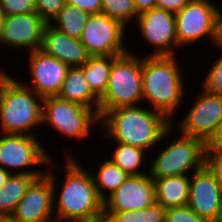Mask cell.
I'll use <instances>...</instances> for the list:
<instances>
[{"label":"cell","instance_id":"1","mask_svg":"<svg viewBox=\"0 0 222 222\" xmlns=\"http://www.w3.org/2000/svg\"><path fill=\"white\" fill-rule=\"evenodd\" d=\"M71 151L65 157V181L61 190L52 170L53 159L47 165L46 173L51 178L53 209L57 222H93L104 218V201L99 197L92 174L81 166ZM52 164V165H51ZM50 165V166H49ZM54 173V174H53ZM57 186V187H56ZM59 191V192H58ZM58 193V194H57Z\"/></svg>","mask_w":222,"mask_h":222},{"label":"cell","instance_id":"2","mask_svg":"<svg viewBox=\"0 0 222 222\" xmlns=\"http://www.w3.org/2000/svg\"><path fill=\"white\" fill-rule=\"evenodd\" d=\"M174 122L140 104L106 111L100 117L98 126L102 129L103 137L110 138L112 142L132 145L148 152L153 148L155 152V146L158 147L162 144L160 142L171 136Z\"/></svg>","mask_w":222,"mask_h":222},{"label":"cell","instance_id":"3","mask_svg":"<svg viewBox=\"0 0 222 222\" xmlns=\"http://www.w3.org/2000/svg\"><path fill=\"white\" fill-rule=\"evenodd\" d=\"M176 57H142L143 102H149V108L162 113L171 122L172 116L177 114V108L182 106L184 95L186 96L182 74L184 71L181 70L180 59Z\"/></svg>","mask_w":222,"mask_h":222},{"label":"cell","instance_id":"4","mask_svg":"<svg viewBox=\"0 0 222 222\" xmlns=\"http://www.w3.org/2000/svg\"><path fill=\"white\" fill-rule=\"evenodd\" d=\"M5 71L0 69V134L36 136L35 128L42 126L43 98Z\"/></svg>","mask_w":222,"mask_h":222},{"label":"cell","instance_id":"5","mask_svg":"<svg viewBox=\"0 0 222 222\" xmlns=\"http://www.w3.org/2000/svg\"><path fill=\"white\" fill-rule=\"evenodd\" d=\"M135 55L129 49L113 60L106 92L99 100V118L108 110L143 102L142 57Z\"/></svg>","mask_w":222,"mask_h":222},{"label":"cell","instance_id":"6","mask_svg":"<svg viewBox=\"0 0 222 222\" xmlns=\"http://www.w3.org/2000/svg\"><path fill=\"white\" fill-rule=\"evenodd\" d=\"M217 4L211 0H190L175 14L178 48L192 46L205 37L215 48L219 46L222 4Z\"/></svg>","mask_w":222,"mask_h":222},{"label":"cell","instance_id":"7","mask_svg":"<svg viewBox=\"0 0 222 222\" xmlns=\"http://www.w3.org/2000/svg\"><path fill=\"white\" fill-rule=\"evenodd\" d=\"M179 138L172 139L167 147L159 150L155 155L150 171L153 179L191 175L198 171L205 163V142L197 137L179 134ZM169 145V146H168ZM190 172V173H189Z\"/></svg>","mask_w":222,"mask_h":222},{"label":"cell","instance_id":"8","mask_svg":"<svg viewBox=\"0 0 222 222\" xmlns=\"http://www.w3.org/2000/svg\"><path fill=\"white\" fill-rule=\"evenodd\" d=\"M100 122L99 116L89 107H85L58 96L43 98L42 124L51 126L60 135H65L69 140L76 141L87 139L92 133L93 126Z\"/></svg>","mask_w":222,"mask_h":222},{"label":"cell","instance_id":"9","mask_svg":"<svg viewBox=\"0 0 222 222\" xmlns=\"http://www.w3.org/2000/svg\"><path fill=\"white\" fill-rule=\"evenodd\" d=\"M0 137V167L9 173L25 174L36 178L46 173V169L44 171L35 168L48 165L53 156L45 146H42L37 136L2 134Z\"/></svg>","mask_w":222,"mask_h":222},{"label":"cell","instance_id":"10","mask_svg":"<svg viewBox=\"0 0 222 222\" xmlns=\"http://www.w3.org/2000/svg\"><path fill=\"white\" fill-rule=\"evenodd\" d=\"M126 27L103 13L90 14L80 41L90 56H121L125 46Z\"/></svg>","mask_w":222,"mask_h":222},{"label":"cell","instance_id":"11","mask_svg":"<svg viewBox=\"0 0 222 222\" xmlns=\"http://www.w3.org/2000/svg\"><path fill=\"white\" fill-rule=\"evenodd\" d=\"M135 21L143 40L153 47L147 56H178L175 14L155 7L139 14Z\"/></svg>","mask_w":222,"mask_h":222},{"label":"cell","instance_id":"12","mask_svg":"<svg viewBox=\"0 0 222 222\" xmlns=\"http://www.w3.org/2000/svg\"><path fill=\"white\" fill-rule=\"evenodd\" d=\"M10 222H53V190L50 176L35 178L8 218Z\"/></svg>","mask_w":222,"mask_h":222},{"label":"cell","instance_id":"13","mask_svg":"<svg viewBox=\"0 0 222 222\" xmlns=\"http://www.w3.org/2000/svg\"><path fill=\"white\" fill-rule=\"evenodd\" d=\"M189 112L176 123L181 134L206 142L222 120V96L201 91Z\"/></svg>","mask_w":222,"mask_h":222},{"label":"cell","instance_id":"14","mask_svg":"<svg viewBox=\"0 0 222 222\" xmlns=\"http://www.w3.org/2000/svg\"><path fill=\"white\" fill-rule=\"evenodd\" d=\"M47 23L36 13L5 16L0 28V45L11 49L38 50Z\"/></svg>","mask_w":222,"mask_h":222},{"label":"cell","instance_id":"15","mask_svg":"<svg viewBox=\"0 0 222 222\" xmlns=\"http://www.w3.org/2000/svg\"><path fill=\"white\" fill-rule=\"evenodd\" d=\"M156 202L153 179L147 174L131 176L104 200V212L144 209Z\"/></svg>","mask_w":222,"mask_h":222},{"label":"cell","instance_id":"16","mask_svg":"<svg viewBox=\"0 0 222 222\" xmlns=\"http://www.w3.org/2000/svg\"><path fill=\"white\" fill-rule=\"evenodd\" d=\"M28 54V67L30 69V82L28 81V84H30L24 85L42 98L57 96L70 67L57 58L44 55L38 50Z\"/></svg>","mask_w":222,"mask_h":222},{"label":"cell","instance_id":"17","mask_svg":"<svg viewBox=\"0 0 222 222\" xmlns=\"http://www.w3.org/2000/svg\"><path fill=\"white\" fill-rule=\"evenodd\" d=\"M192 174L187 205L208 222H215L222 196V186L205 165Z\"/></svg>","mask_w":222,"mask_h":222},{"label":"cell","instance_id":"18","mask_svg":"<svg viewBox=\"0 0 222 222\" xmlns=\"http://www.w3.org/2000/svg\"><path fill=\"white\" fill-rule=\"evenodd\" d=\"M38 51L57 58L69 67L83 66L90 57L80 40L61 33L50 24L44 29Z\"/></svg>","mask_w":222,"mask_h":222},{"label":"cell","instance_id":"19","mask_svg":"<svg viewBox=\"0 0 222 222\" xmlns=\"http://www.w3.org/2000/svg\"><path fill=\"white\" fill-rule=\"evenodd\" d=\"M57 96L69 102L89 107L99 116L100 98L91 90L80 67L68 69Z\"/></svg>","mask_w":222,"mask_h":222},{"label":"cell","instance_id":"20","mask_svg":"<svg viewBox=\"0 0 222 222\" xmlns=\"http://www.w3.org/2000/svg\"><path fill=\"white\" fill-rule=\"evenodd\" d=\"M154 181L155 200L166 210L187 206L190 175L159 178Z\"/></svg>","mask_w":222,"mask_h":222},{"label":"cell","instance_id":"21","mask_svg":"<svg viewBox=\"0 0 222 222\" xmlns=\"http://www.w3.org/2000/svg\"><path fill=\"white\" fill-rule=\"evenodd\" d=\"M35 176L11 174L0 188V219H8Z\"/></svg>","mask_w":222,"mask_h":222},{"label":"cell","instance_id":"22","mask_svg":"<svg viewBox=\"0 0 222 222\" xmlns=\"http://www.w3.org/2000/svg\"><path fill=\"white\" fill-rule=\"evenodd\" d=\"M117 56H90L80 68L91 90L101 98L106 92L112 62Z\"/></svg>","mask_w":222,"mask_h":222},{"label":"cell","instance_id":"23","mask_svg":"<svg viewBox=\"0 0 222 222\" xmlns=\"http://www.w3.org/2000/svg\"><path fill=\"white\" fill-rule=\"evenodd\" d=\"M98 166L97 174L96 172L92 173L93 168L90 169L98 195L104 201L126 181L129 175L109 158H106L101 164L99 163Z\"/></svg>","mask_w":222,"mask_h":222},{"label":"cell","instance_id":"24","mask_svg":"<svg viewBox=\"0 0 222 222\" xmlns=\"http://www.w3.org/2000/svg\"><path fill=\"white\" fill-rule=\"evenodd\" d=\"M114 143L117 145L115 146V149H113L112 157L110 159L113 163L131 176L147 174L142 166H146V164L143 165V161L147 159L145 154H147L148 151L128 144Z\"/></svg>","mask_w":222,"mask_h":222},{"label":"cell","instance_id":"25","mask_svg":"<svg viewBox=\"0 0 222 222\" xmlns=\"http://www.w3.org/2000/svg\"><path fill=\"white\" fill-rule=\"evenodd\" d=\"M89 15L75 6L65 4L50 25L61 33L80 40Z\"/></svg>","mask_w":222,"mask_h":222},{"label":"cell","instance_id":"26","mask_svg":"<svg viewBox=\"0 0 222 222\" xmlns=\"http://www.w3.org/2000/svg\"><path fill=\"white\" fill-rule=\"evenodd\" d=\"M166 209L158 203L144 209L104 212L108 222H166Z\"/></svg>","mask_w":222,"mask_h":222},{"label":"cell","instance_id":"27","mask_svg":"<svg viewBox=\"0 0 222 222\" xmlns=\"http://www.w3.org/2000/svg\"><path fill=\"white\" fill-rule=\"evenodd\" d=\"M101 13L117 20L125 27L129 22L133 24L138 17L133 0H102Z\"/></svg>","mask_w":222,"mask_h":222},{"label":"cell","instance_id":"28","mask_svg":"<svg viewBox=\"0 0 222 222\" xmlns=\"http://www.w3.org/2000/svg\"><path fill=\"white\" fill-rule=\"evenodd\" d=\"M222 52V47L218 46L217 50ZM219 58H216L212 66H210L206 77L202 82L201 89L214 94L222 96V53Z\"/></svg>","mask_w":222,"mask_h":222},{"label":"cell","instance_id":"29","mask_svg":"<svg viewBox=\"0 0 222 222\" xmlns=\"http://www.w3.org/2000/svg\"><path fill=\"white\" fill-rule=\"evenodd\" d=\"M0 10L4 16H14L36 12L35 0H0Z\"/></svg>","mask_w":222,"mask_h":222},{"label":"cell","instance_id":"30","mask_svg":"<svg viewBox=\"0 0 222 222\" xmlns=\"http://www.w3.org/2000/svg\"><path fill=\"white\" fill-rule=\"evenodd\" d=\"M36 13L50 24L66 4L65 0H35Z\"/></svg>","mask_w":222,"mask_h":222},{"label":"cell","instance_id":"31","mask_svg":"<svg viewBox=\"0 0 222 222\" xmlns=\"http://www.w3.org/2000/svg\"><path fill=\"white\" fill-rule=\"evenodd\" d=\"M166 222H208L200 217L188 205L179 208H171L166 211Z\"/></svg>","mask_w":222,"mask_h":222},{"label":"cell","instance_id":"32","mask_svg":"<svg viewBox=\"0 0 222 222\" xmlns=\"http://www.w3.org/2000/svg\"><path fill=\"white\" fill-rule=\"evenodd\" d=\"M204 165L222 186V151L205 150Z\"/></svg>","mask_w":222,"mask_h":222},{"label":"cell","instance_id":"33","mask_svg":"<svg viewBox=\"0 0 222 222\" xmlns=\"http://www.w3.org/2000/svg\"><path fill=\"white\" fill-rule=\"evenodd\" d=\"M66 4L75 6L88 14L101 13L102 0H65Z\"/></svg>","mask_w":222,"mask_h":222},{"label":"cell","instance_id":"34","mask_svg":"<svg viewBox=\"0 0 222 222\" xmlns=\"http://www.w3.org/2000/svg\"><path fill=\"white\" fill-rule=\"evenodd\" d=\"M190 0H156V7L173 14L182 10Z\"/></svg>","mask_w":222,"mask_h":222},{"label":"cell","instance_id":"35","mask_svg":"<svg viewBox=\"0 0 222 222\" xmlns=\"http://www.w3.org/2000/svg\"><path fill=\"white\" fill-rule=\"evenodd\" d=\"M205 150L222 151V120L218 123L214 133L205 142Z\"/></svg>","mask_w":222,"mask_h":222},{"label":"cell","instance_id":"36","mask_svg":"<svg viewBox=\"0 0 222 222\" xmlns=\"http://www.w3.org/2000/svg\"><path fill=\"white\" fill-rule=\"evenodd\" d=\"M137 14H141L156 7V0H133Z\"/></svg>","mask_w":222,"mask_h":222},{"label":"cell","instance_id":"37","mask_svg":"<svg viewBox=\"0 0 222 222\" xmlns=\"http://www.w3.org/2000/svg\"><path fill=\"white\" fill-rule=\"evenodd\" d=\"M11 174L12 173H9L8 171L0 167V188L3 187V185Z\"/></svg>","mask_w":222,"mask_h":222},{"label":"cell","instance_id":"38","mask_svg":"<svg viewBox=\"0 0 222 222\" xmlns=\"http://www.w3.org/2000/svg\"><path fill=\"white\" fill-rule=\"evenodd\" d=\"M215 222H222V196H221L219 210H218L217 218Z\"/></svg>","mask_w":222,"mask_h":222},{"label":"cell","instance_id":"39","mask_svg":"<svg viewBox=\"0 0 222 222\" xmlns=\"http://www.w3.org/2000/svg\"><path fill=\"white\" fill-rule=\"evenodd\" d=\"M219 46L222 47V10L220 12V40H219Z\"/></svg>","mask_w":222,"mask_h":222},{"label":"cell","instance_id":"40","mask_svg":"<svg viewBox=\"0 0 222 222\" xmlns=\"http://www.w3.org/2000/svg\"><path fill=\"white\" fill-rule=\"evenodd\" d=\"M4 17H5L4 13L0 10V28H1L2 24H3Z\"/></svg>","mask_w":222,"mask_h":222},{"label":"cell","instance_id":"41","mask_svg":"<svg viewBox=\"0 0 222 222\" xmlns=\"http://www.w3.org/2000/svg\"><path fill=\"white\" fill-rule=\"evenodd\" d=\"M93 222H108L105 218H102L100 220H97V221H93Z\"/></svg>","mask_w":222,"mask_h":222},{"label":"cell","instance_id":"42","mask_svg":"<svg viewBox=\"0 0 222 222\" xmlns=\"http://www.w3.org/2000/svg\"><path fill=\"white\" fill-rule=\"evenodd\" d=\"M0 222H10L8 219H0Z\"/></svg>","mask_w":222,"mask_h":222}]
</instances>
